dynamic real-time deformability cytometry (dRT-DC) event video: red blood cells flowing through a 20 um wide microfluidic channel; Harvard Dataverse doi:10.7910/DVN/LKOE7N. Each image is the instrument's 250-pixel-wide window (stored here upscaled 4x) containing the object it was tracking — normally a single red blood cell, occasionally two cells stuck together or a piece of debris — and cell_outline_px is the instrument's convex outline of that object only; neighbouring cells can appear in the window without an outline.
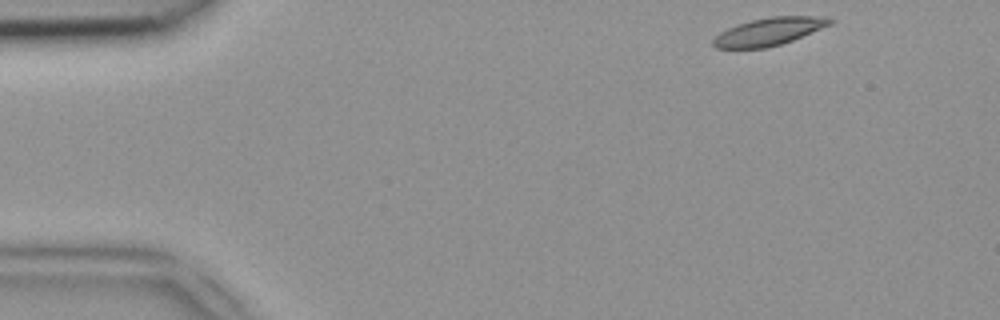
{"species": "common noctule bat (a hibernating species)", "species_latin": "Nyctalus noctula", "temperature_condition": "room temperature", "stored_images_in_passage": 44, "camera_frame_rate_fps": 3000, "um_per_image_px": 0.085, "animal": {"sex": "female", "body_mass_g": 18.4}, "frame": {"image": 1, "passage_image": 1, "time_ms": 0.0, "image_size_px": [1000, 320], "cell_outline_px": [[832, 24], [792, 40], [780, 44], [764, 48], [716, 48], [712, 44], [712, 40], [720, 32], [736, 24], [752, 20], [772, 16], [828, 16], [832, 20]], "centroid_in_image_um": [65.36, 2.67], "position_along_channel_um": 19.6, "area_um2": 18.73}}
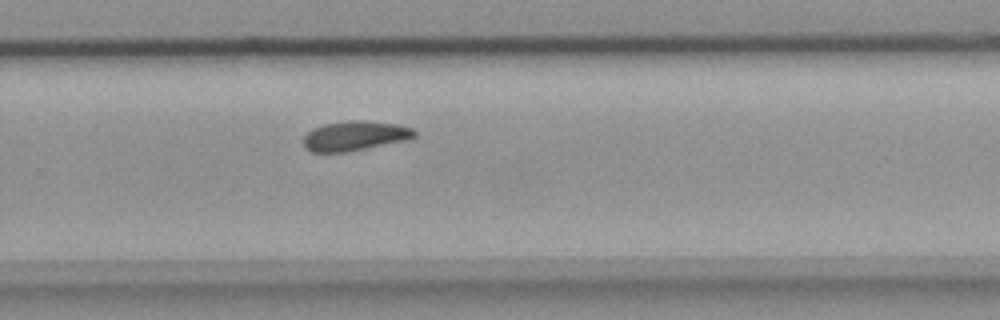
{"frame": {"image": 2, "passage_image": 28, "time_ms": 9.0, "image_size_px": [1000, 320], "cell_outline_px": [[416, 136], [412, 140], [348, 152], [312, 152], [304, 148], [304, 136], [312, 128], [324, 124], [356, 120], [364, 120], [396, 124], [412, 128], [416, 132]], "centroid_in_image_um": [30.21, 11.56], "position_along_channel_um": 299.6, "area_um2": 19.48}}
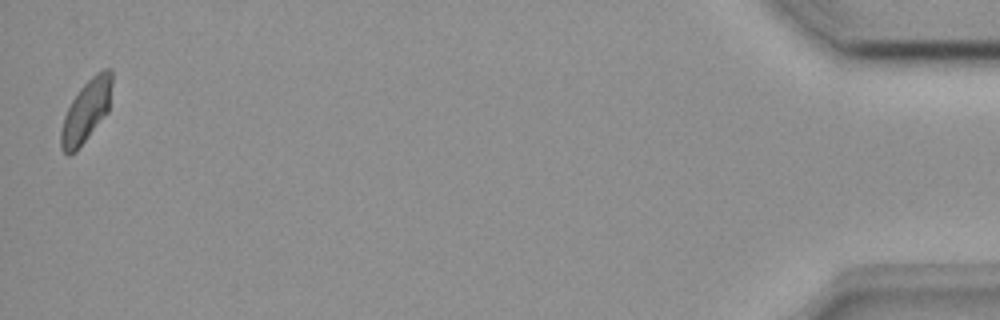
{"frame": {"image": 3, "passage_image": 44, "time_ms": 14.333, "image_size_px": [1000, 320], "cell_outline_px": [[112, 84], [108, 112], [76, 152], [68, 156], [60, 148], [60, 132], [64, 116], [72, 100], [80, 88], [96, 72], [104, 68], [112, 68]], "centroid_in_image_um": [7.33, 9.44], "position_along_channel_um": 427.9, "area_um2": 18.55}}